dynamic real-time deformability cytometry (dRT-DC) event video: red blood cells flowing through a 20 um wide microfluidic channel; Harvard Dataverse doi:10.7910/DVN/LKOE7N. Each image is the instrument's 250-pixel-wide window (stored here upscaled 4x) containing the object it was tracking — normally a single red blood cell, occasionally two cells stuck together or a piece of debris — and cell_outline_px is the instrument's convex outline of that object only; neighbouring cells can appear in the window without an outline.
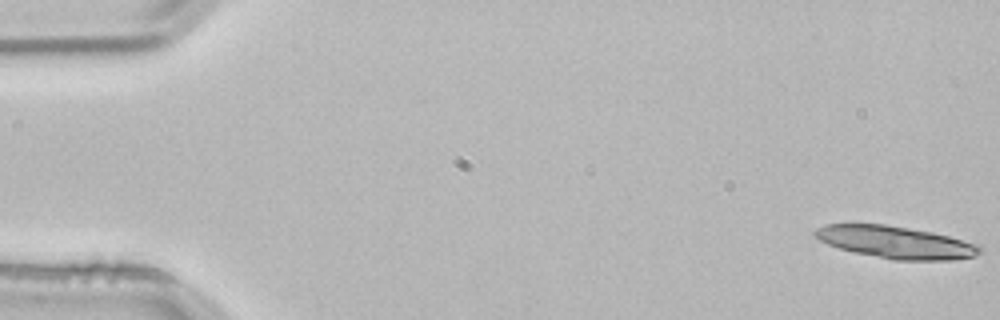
{"species": "common noctule bat (a hibernating species)", "species_latin": "Nyctalus noctula", "temperature_condition": "room temperature", "stored_images_in_passage": 14, "camera_frame_rate_fps": 3000, "um_per_image_px": 0.085, "animal": {"sex": "male", "body_mass_g": 21.5, "forearm_length_mm": 52.0}, "frame": {"image": 1, "passage_image": 1, "time_ms": 0.0, "image_size_px": [1000, 320], "cell_outline_px": [[984, 248], [976, 256], [952, 260], [896, 260], [852, 252], [828, 244], [812, 236], [812, 232], [816, 228], [828, 224], [884, 224], [932, 232], [980, 244]], "centroid_in_image_um": [76.15, 20.59], "position_along_channel_um": 8.9, "area_um2": 31.04}}